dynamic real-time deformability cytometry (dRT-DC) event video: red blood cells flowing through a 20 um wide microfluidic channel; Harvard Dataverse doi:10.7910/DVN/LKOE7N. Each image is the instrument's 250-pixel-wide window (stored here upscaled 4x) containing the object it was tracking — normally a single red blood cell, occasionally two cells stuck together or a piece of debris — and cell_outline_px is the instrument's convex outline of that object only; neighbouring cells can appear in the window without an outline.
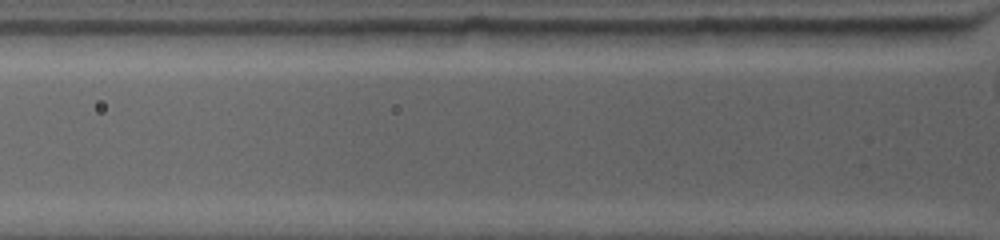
{"species": "common noctule bat (a hibernating species)", "species_latin": "Nyctalus noctula", "temperature_condition": "warm", "stored_images_in_passage": 2, "camera_frame_rate_fps": 4500, "um_per_image_px": 0.085, "animal": {"sex": "female", "body_mass_g": 19.0, "forearm_length_mm": 53.3}, "frame": {"image": 1, "passage_image": 2, "time_ms": 0.222, "image_size_px": [1000, 240], "cell_outline_px": [[956, 32], [948, 36], [928, 44], [896, 48], [808, 44], [804, 40], [796, 28], [952, 28]], "centroid_in_image_um": [74.3, 3.11], "position_along_channel_um": 51.5, "area_um2": 18.38}}